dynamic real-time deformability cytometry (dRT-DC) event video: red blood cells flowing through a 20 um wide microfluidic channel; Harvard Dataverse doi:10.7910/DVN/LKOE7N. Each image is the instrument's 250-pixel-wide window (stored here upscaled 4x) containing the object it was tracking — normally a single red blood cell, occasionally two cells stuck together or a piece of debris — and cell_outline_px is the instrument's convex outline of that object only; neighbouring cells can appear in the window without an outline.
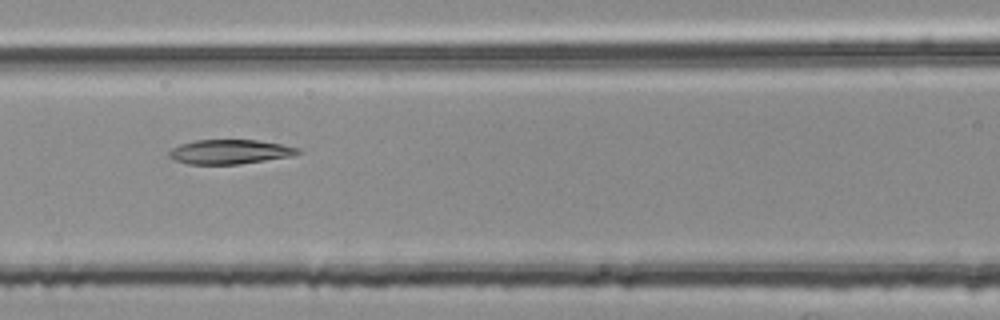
{"species": "common noctule bat (a hibernating species)", "species_latin": "Nyctalus noctula", "temperature_condition": "room temperature", "stored_images_in_passage": 8, "camera_frame_rate_fps": 3000, "um_per_image_px": 0.085, "animal": {"sex": "female", "body_mass_g": 25.1}, "frame": {"image": 1, "passage_image": 7, "time_ms": 2.0, "image_size_px": [1000, 320], "cell_outline_px": [[300, 152], [292, 156], [240, 164], [188, 164], [176, 160], [168, 156], [168, 152], [172, 148], [180, 144], [192, 140], [256, 140], [280, 144], [300, 148]], "centroid_in_image_um": [19.51, 12.9], "position_along_channel_um": 147.1, "area_um2": 18.26}}
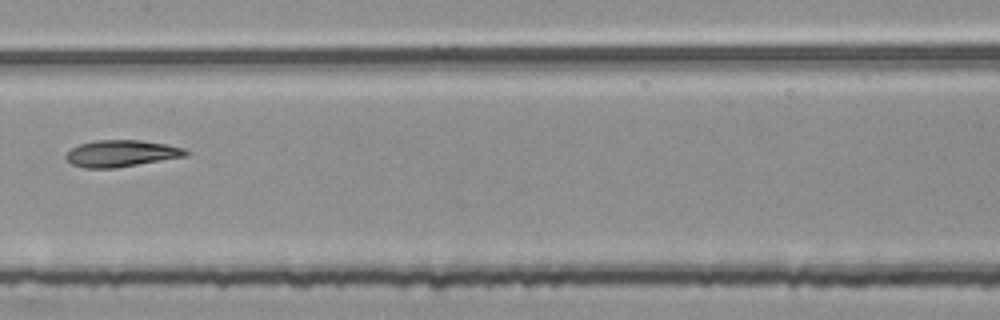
{"frame": {"image": 2, "passage_image": 8, "time_ms": 2.333, "image_size_px": [1000, 320], "cell_outline_px": [[188, 156], [116, 168], [84, 168], [72, 164], [64, 156], [72, 148], [80, 144], [96, 140], [140, 140], [164, 144], [184, 148], [188, 152]], "centroid_in_image_um": [10.32, 13.05], "position_along_channel_um": 197.1, "area_um2": 18.55}}